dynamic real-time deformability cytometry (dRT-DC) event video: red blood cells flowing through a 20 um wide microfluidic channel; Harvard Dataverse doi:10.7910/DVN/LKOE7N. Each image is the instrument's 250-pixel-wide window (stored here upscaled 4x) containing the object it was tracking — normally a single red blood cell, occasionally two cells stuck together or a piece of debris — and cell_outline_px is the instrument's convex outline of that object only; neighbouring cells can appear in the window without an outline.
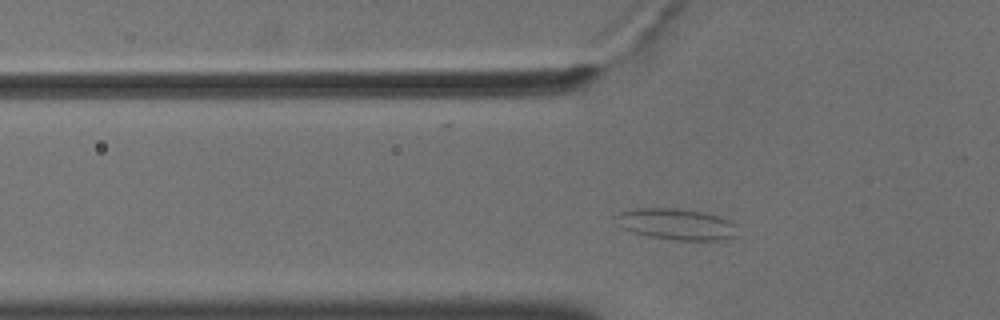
{"species": "common noctule bat (a hibernating species)", "species_latin": "Nyctalus noctula", "temperature_condition": "cold", "stored_images_in_passage": 46, "camera_frame_rate_fps": 3000, "um_per_image_px": 0.085, "animal": {"sex": "male", "body_mass_g": 18.8}, "frame": {"image": 1, "passage_image": 9, "time_ms": 2.667, "image_size_px": [1000, 320], "cell_outline_px": [[740, 236], [724, 240], [676, 240], [648, 236], [632, 232], [624, 228], [616, 216], [620, 212], [636, 208], [680, 208], [704, 212], [720, 216], [736, 224]], "centroid_in_image_um": [57.61, 19.06], "position_along_channel_um": 68.2, "area_um2": 22.25}}
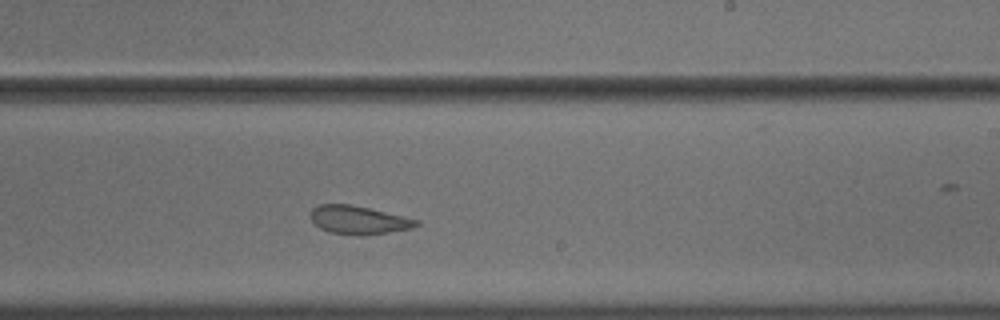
{"frame": {"image": 2, "passage_image": 25, "time_ms": 8.0, "image_size_px": [1000, 320], "cell_outline_px": [[420, 224], [412, 228], [364, 236], [360, 236], [328, 232], [320, 228], [312, 220], [312, 208], [320, 204], [352, 204], [420, 220]], "centroid_in_image_um": [30.5, 18.7], "position_along_channel_um": 258.5, "area_um2": 17.46}}
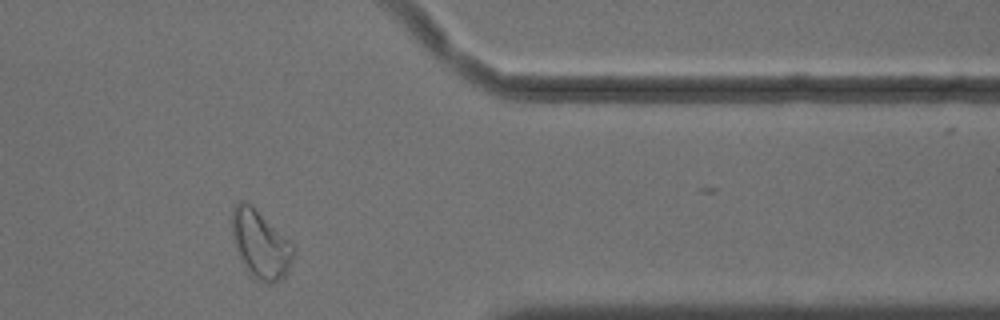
{"frame": {"image": 3, "passage_image": 37, "time_ms": 12.0, "image_size_px": [1000, 320], "cell_outline_px": [[292, 256], [288, 272], [284, 276], [268, 284], [260, 280], [244, 268], [236, 248], [232, 236], [232, 212], [236, 204], [240, 200], [244, 200], [252, 204], [292, 244]], "centroid_in_image_um": [22.1, 20.72], "position_along_channel_um": 389.3, "area_um2": 23.76}, "authors_computed_cell_mechanics": {"area_um2": 20.2011, "velocity_mm_per_s": 3.5836, "shape_relaxation_time_tau1_ms": null, "shape_relaxation_time_tau2_ms": 1.471, "deformation_change_tau1": null, "deformation_change_tau2": 0.0813}}